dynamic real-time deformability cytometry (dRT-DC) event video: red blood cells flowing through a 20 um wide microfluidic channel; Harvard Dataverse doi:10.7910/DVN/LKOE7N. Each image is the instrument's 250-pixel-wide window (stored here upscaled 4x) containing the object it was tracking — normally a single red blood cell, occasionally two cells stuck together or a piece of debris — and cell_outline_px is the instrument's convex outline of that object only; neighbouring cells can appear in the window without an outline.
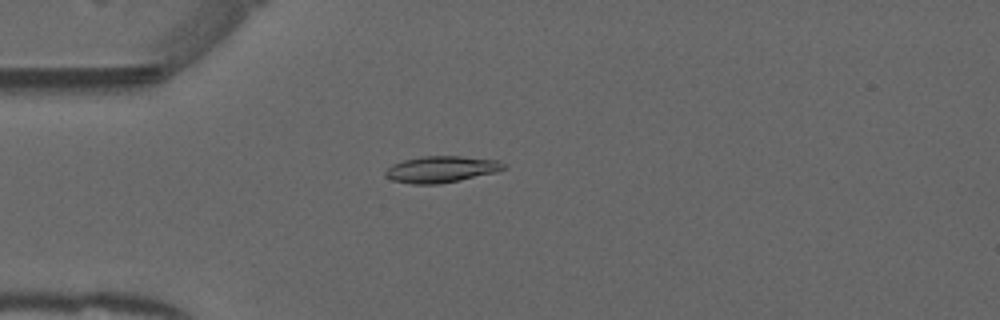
{"species": "common noctule bat (a hibernating species)", "species_latin": "Nyctalus noctula", "temperature_condition": "warm", "stored_images_in_passage": 52, "camera_frame_rate_fps": 3000, "um_per_image_px": 0.085, "animal": {"sex": "male", "forearm_length_mm": 52.5}, "frame": {"image": 1, "passage_image": 14, "time_ms": 4.333, "image_size_px": [1000, 320], "cell_outline_px": [[504, 168], [496, 172], [460, 180], [440, 184], [412, 184], [392, 180], [384, 176], [384, 172], [392, 164], [404, 160], [420, 156], [460, 156], [500, 160], [504, 164]], "centroid_in_image_um": [37.48, 14.39], "position_along_channel_um": 47.5, "area_um2": 18.26}}
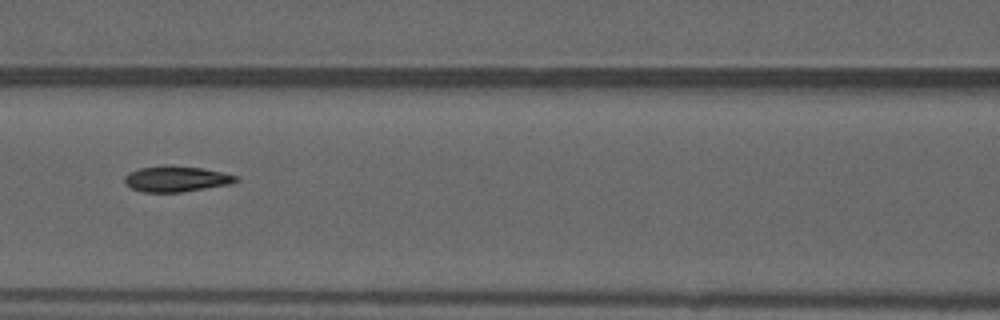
{"frame": {"image": 2, "passage_image": 23, "time_ms": 7.333, "image_size_px": [1000, 320], "cell_outline_px": [[240, 180], [232, 184], [180, 192], [144, 192], [132, 188], [124, 184], [124, 176], [128, 172], [140, 168], [164, 164], [172, 164], [200, 168], [224, 172], [240, 176]], "centroid_in_image_um": [15.0, 15.19], "position_along_channel_um": 151.6, "area_um2": 17.11}}
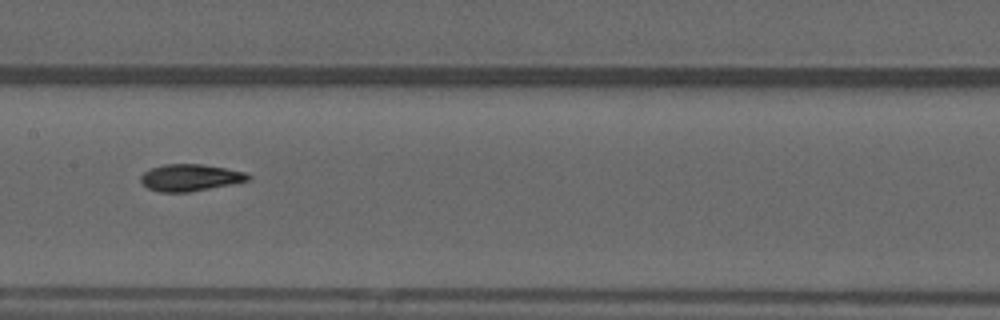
{"frame": {"image": 3, "passage_image": 26, "time_ms": 8.333, "image_size_px": [1000, 320], "cell_outline_px": [[252, 176], [248, 180], [232, 184], [188, 192], [160, 192], [148, 188], [140, 180], [140, 176], [144, 172], [152, 168], [164, 164], [200, 164], [248, 172]], "centroid_in_image_um": [16.18, 15.09], "position_along_channel_um": 191.2, "area_um2": 16.7}, "authors_computed_cell_mechanics": {"area_um2": 17.051, "velocity_mm_per_s": 3.971, "shape_relaxation_time_tau1_ms": 7.5666, "shape_relaxation_time_tau2_ms": 1.8239, "deformation_change_tau1": 0.2188, "deformation_change_tau2": 0.078}}